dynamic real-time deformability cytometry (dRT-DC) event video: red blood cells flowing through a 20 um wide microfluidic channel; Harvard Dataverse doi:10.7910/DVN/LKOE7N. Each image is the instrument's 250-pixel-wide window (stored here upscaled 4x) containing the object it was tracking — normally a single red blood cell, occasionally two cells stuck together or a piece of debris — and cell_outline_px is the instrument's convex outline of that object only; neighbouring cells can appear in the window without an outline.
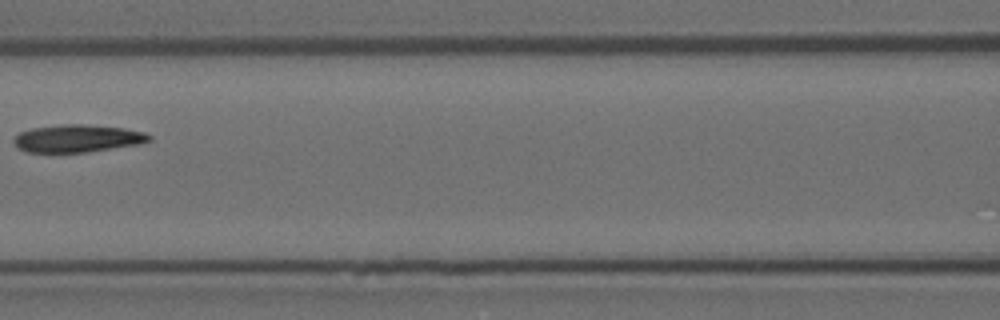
{"species": "Egyptian fruit bat (a non-hibernating species)", "species_latin": "Rousettus aegyptiacus", "temperature_condition": "room temperature", "stored_images_in_passage": 12, "camera_frame_rate_fps": 3000, "um_per_image_px": 0.085, "animal": {"sex": "female"}, "frame": {"image": 1, "passage_image": 5, "time_ms": 1.333, "image_size_px": [1000, 320], "cell_outline_px": [[152, 140], [136, 144], [84, 152], [28, 152], [20, 148], [12, 140], [20, 132], [32, 128], [60, 124], [84, 124], [124, 128], [144, 132], [152, 136]], "centroid_in_image_um": [6.58, 11.75], "position_along_channel_um": 160.0, "area_um2": 21.44}}
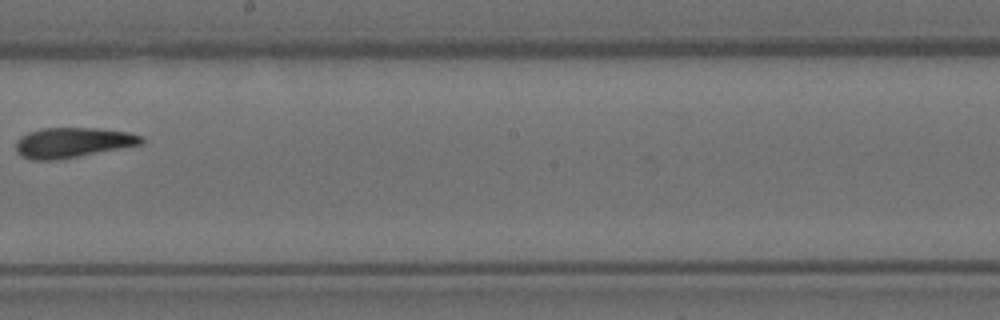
{"frame": {"image": 2, "passage_image": 7, "time_ms": 2.0, "image_size_px": [1000, 320], "cell_outline_px": [[144, 140], [140, 144], [120, 148], [76, 156], [52, 160], [32, 160], [16, 152], [16, 140], [20, 136], [28, 132], [40, 128], [96, 128], [128, 132], [140, 136]], "centroid_in_image_um": [6.11, 12.1], "position_along_channel_um": 242.1, "area_um2": 21.62}}
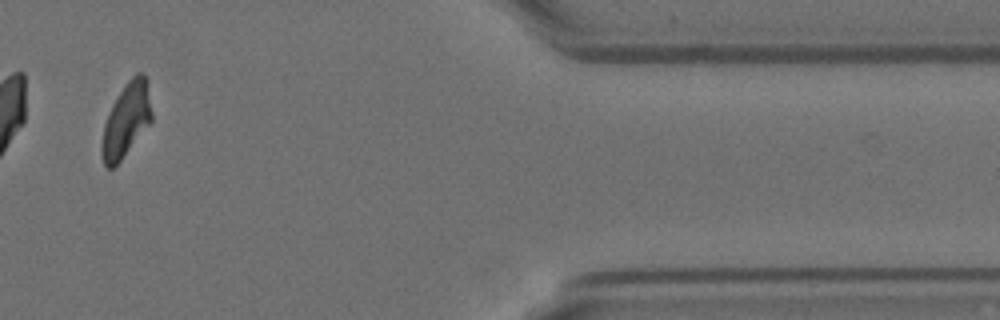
{"frame": {"image": 3, "passage_image": 12, "time_ms": 3.667, "image_size_px": [1000, 320], "cell_outline_px": [[152, 120], [120, 160], [112, 168], [108, 168], [104, 164], [100, 152], [100, 148], [104, 124], [112, 104], [128, 80], [136, 72], [140, 72], [148, 80], [152, 112]], "centroid_in_image_um": [10.73, 10.17], "position_along_channel_um": 400.7, "area_um2": 21.27}}